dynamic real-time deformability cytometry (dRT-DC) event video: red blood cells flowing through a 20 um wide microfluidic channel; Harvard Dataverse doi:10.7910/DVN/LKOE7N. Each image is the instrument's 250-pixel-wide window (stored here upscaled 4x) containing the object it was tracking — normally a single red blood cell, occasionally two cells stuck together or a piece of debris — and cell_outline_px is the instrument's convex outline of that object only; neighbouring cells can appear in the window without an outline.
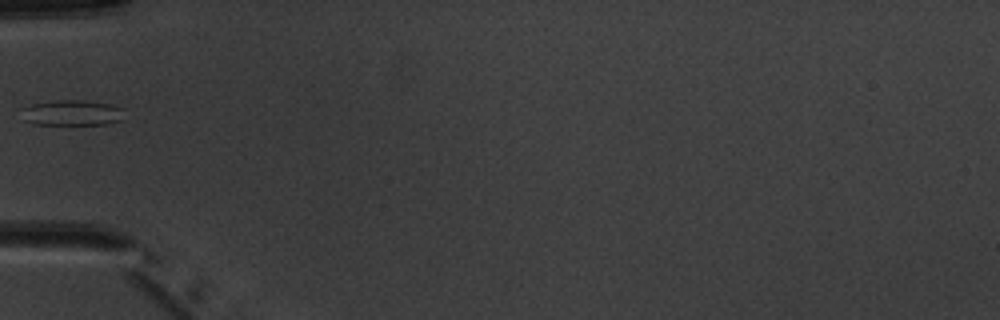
{"species": "common noctule bat (a hibernating species)", "species_latin": "Nyctalus noctula", "temperature_condition": "warm", "stored_images_in_passage": 5, "camera_frame_rate_fps": 3000, "um_per_image_px": 0.085, "animal": {"sex": "male", "body_mass_g": 20.1, "forearm_length_mm": 53.5}, "frame": {"image": 1, "passage_image": 5, "time_ms": 5.667, "image_size_px": [1000, 320], "cell_outline_px": [[124, 120], [108, 124], [32, 124], [20, 120], [20, 108], [32, 104], [56, 100], [84, 100], [112, 104], [124, 108]], "centroid_in_image_um": [6.1, 9.59], "position_along_channel_um": 78.9, "area_um2": 15.84}}